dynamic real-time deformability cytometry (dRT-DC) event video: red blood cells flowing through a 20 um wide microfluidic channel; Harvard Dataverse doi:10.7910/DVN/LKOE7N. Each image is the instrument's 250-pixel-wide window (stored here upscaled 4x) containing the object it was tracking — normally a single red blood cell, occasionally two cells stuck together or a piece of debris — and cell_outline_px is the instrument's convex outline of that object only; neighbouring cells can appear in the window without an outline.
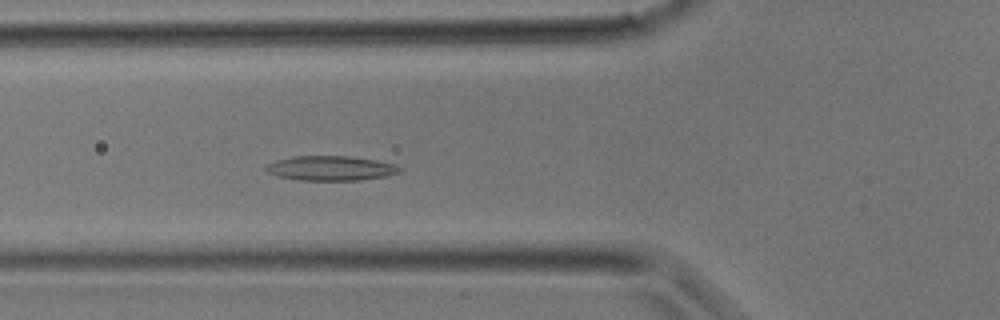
{"species": "common noctule bat (a hibernating species)", "species_latin": "Nyctalus noctula", "temperature_condition": "room temperature", "stored_images_in_passage": 27, "camera_frame_rate_fps": 3000, "um_per_image_px": 0.085, "animal": {"sex": "male", "body_mass_g": 17.9}, "frame": {"image": 1, "passage_image": 5, "time_ms": 1.333, "image_size_px": [1000, 320], "cell_outline_px": [[404, 168], [400, 172], [384, 176], [360, 180], [300, 180], [276, 176], [268, 172], [264, 168], [268, 164], [276, 160], [292, 156], [348, 156], [376, 160], [396, 164]], "centroid_in_image_um": [28.12, 14.29], "position_along_channel_um": 97.7, "area_um2": 19.25}}
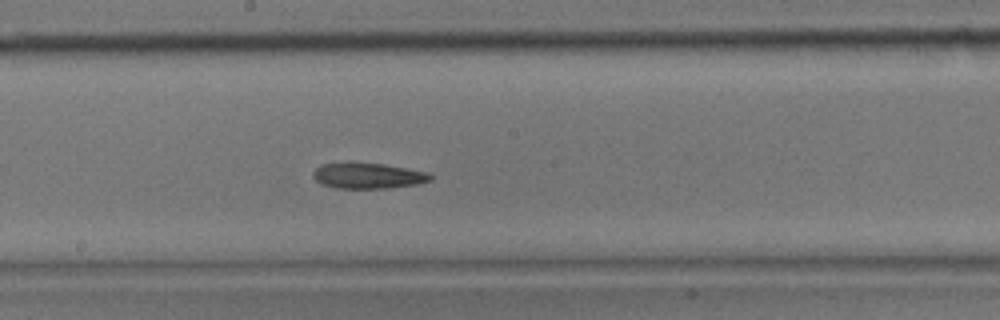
{"frame": {"image": 2, "passage_image": 11, "time_ms": 3.333, "image_size_px": [1000, 320], "cell_outline_px": [[432, 180], [416, 184], [388, 188], [336, 188], [320, 184], [312, 176], [312, 172], [320, 164], [384, 164], [428, 172], [432, 176]], "centroid_in_image_um": [31.28, 14.96], "position_along_channel_um": 216.9, "area_um2": 17.22}}
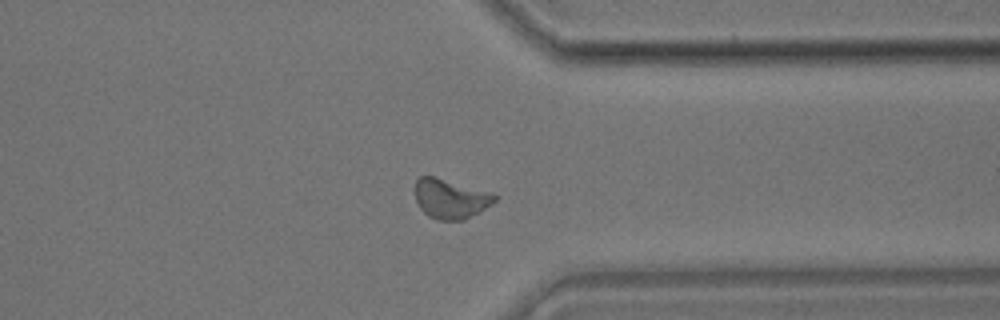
{"frame": {"image": 3, "passage_image": 19, "time_ms": 6.0, "image_size_px": [1000, 320], "cell_outline_px": [[496, 200], [492, 204], [480, 212], [464, 220], [436, 220], [428, 216], [420, 208], [416, 200], [416, 180], [420, 176], [432, 176], [492, 192], [496, 196]], "centroid_in_image_um": [38.31, 16.91], "position_along_channel_um": 373.1, "area_um2": 18.32}}